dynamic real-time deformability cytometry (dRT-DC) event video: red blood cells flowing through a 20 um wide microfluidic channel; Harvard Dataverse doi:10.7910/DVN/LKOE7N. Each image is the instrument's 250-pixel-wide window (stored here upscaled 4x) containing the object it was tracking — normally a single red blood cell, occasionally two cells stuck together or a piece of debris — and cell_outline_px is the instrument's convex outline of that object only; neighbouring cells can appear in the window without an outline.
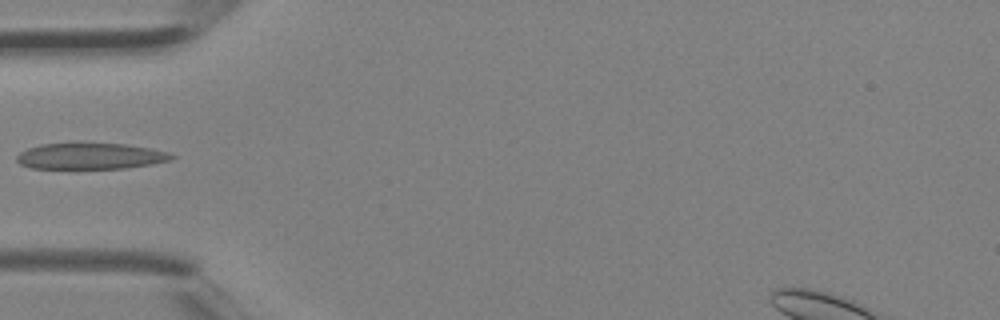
{"species": "Egyptian fruit bat (a non-hibernating species)", "species_latin": "Rousettus aegyptiacus", "temperature_condition": "room temperature", "stored_images_in_passage": 4, "camera_frame_rate_fps": 3000, "um_per_image_px": 0.085, "animal": {"sex": "female"}, "frame": {"image": 1, "passage_image": 4, "time_ms": 1.0, "image_size_px": [1000, 320], "cell_outline_px": [[176, 156], [172, 160], [152, 164], [128, 168], [32, 168], [20, 164], [16, 160], [16, 156], [20, 152], [28, 148], [40, 144], [124, 144], [148, 148], [168, 152]], "centroid_in_image_um": [7.7, 13.28], "position_along_channel_um": 77.3, "area_um2": 23.29}}